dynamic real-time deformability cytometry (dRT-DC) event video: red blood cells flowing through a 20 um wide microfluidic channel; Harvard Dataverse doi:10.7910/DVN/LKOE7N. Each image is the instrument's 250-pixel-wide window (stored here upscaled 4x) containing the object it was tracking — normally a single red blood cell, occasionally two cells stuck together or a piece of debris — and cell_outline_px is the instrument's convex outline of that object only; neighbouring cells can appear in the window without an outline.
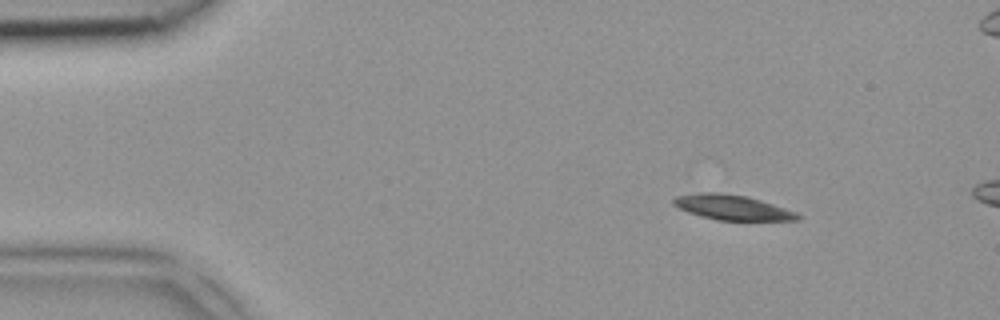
{"species": "common noctule bat (a hibernating species)", "species_latin": "Nyctalus noctula", "temperature_condition": "room temperature", "stored_images_in_passage": 2, "camera_frame_rate_fps": 3000, "um_per_image_px": 0.085, "animal": {"sex": "female", "body_mass_g": 18.4}, "frame": {"image": 1, "passage_image": 1, "time_ms": 0.0, "image_size_px": [1000, 320], "cell_outline_px": [[800, 220], [716, 220], [700, 216], [688, 212], [672, 204], [672, 200], [676, 196], [700, 192], [720, 192], [744, 196], [760, 200], [796, 212], [800, 216]], "centroid_in_image_um": [62.2, 17.63], "position_along_channel_um": 22.8, "area_um2": 17.92}}